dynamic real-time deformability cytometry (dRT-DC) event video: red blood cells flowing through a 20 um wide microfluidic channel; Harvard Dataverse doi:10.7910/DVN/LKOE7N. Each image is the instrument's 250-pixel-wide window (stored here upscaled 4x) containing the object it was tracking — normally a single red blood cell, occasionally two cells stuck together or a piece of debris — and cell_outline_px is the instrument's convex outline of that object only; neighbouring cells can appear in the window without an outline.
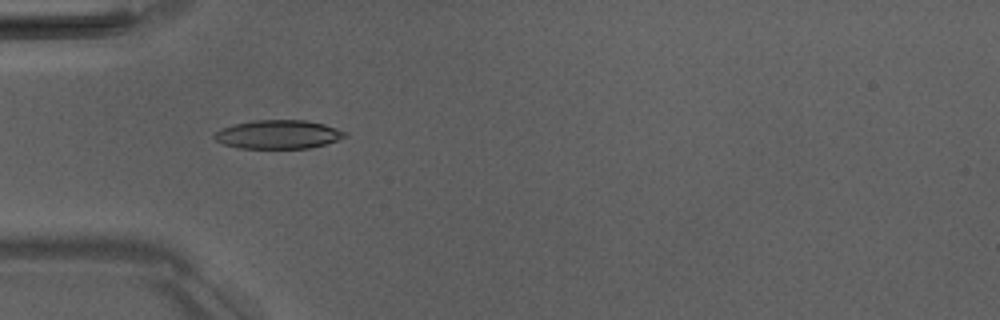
{"species": "Egyptian fruit bat (a non-hibernating species)", "species_latin": "Rousettus aegyptiacus", "temperature_condition": "room temperature", "stored_images_in_passage": 5, "camera_frame_rate_fps": 3000, "um_per_image_px": 0.085, "animal": {"sex": "male"}, "frame": {"image": 1, "passage_image": 3, "time_ms": 2.333, "image_size_px": [1000, 320], "cell_outline_px": [[348, 136], [324, 144], [308, 148], [240, 148], [224, 144], [216, 140], [212, 136], [220, 128], [232, 124], [252, 120], [304, 120], [324, 124], [336, 128], [344, 132]], "centroid_in_image_um": [23.6, 11.42], "position_along_channel_um": 61.4, "area_um2": 21.73}}
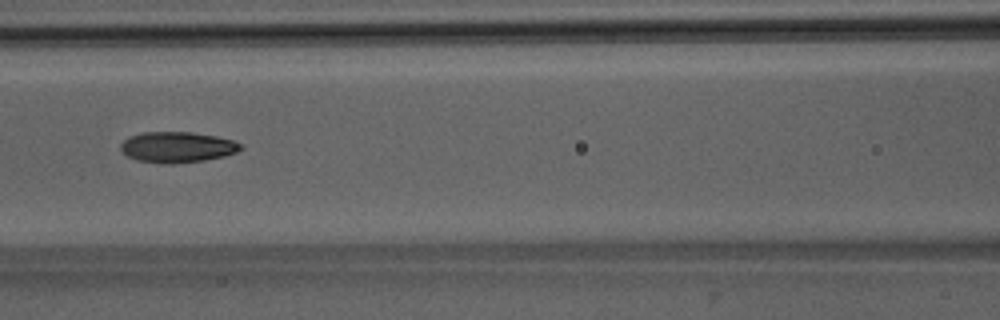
{"frame": {"image": 2, "passage_image": 5, "time_ms": 4.667, "image_size_px": [1000, 320], "cell_outline_px": [[244, 148], [236, 152], [224, 156], [204, 160], [172, 164], [164, 164], [136, 160], [128, 156], [120, 148], [120, 144], [128, 136], [140, 132], [192, 132], [216, 136], [232, 140], [244, 144]], "centroid_in_image_um": [15.07, 12.5], "position_along_channel_um": 151.5, "area_um2": 21.68}}